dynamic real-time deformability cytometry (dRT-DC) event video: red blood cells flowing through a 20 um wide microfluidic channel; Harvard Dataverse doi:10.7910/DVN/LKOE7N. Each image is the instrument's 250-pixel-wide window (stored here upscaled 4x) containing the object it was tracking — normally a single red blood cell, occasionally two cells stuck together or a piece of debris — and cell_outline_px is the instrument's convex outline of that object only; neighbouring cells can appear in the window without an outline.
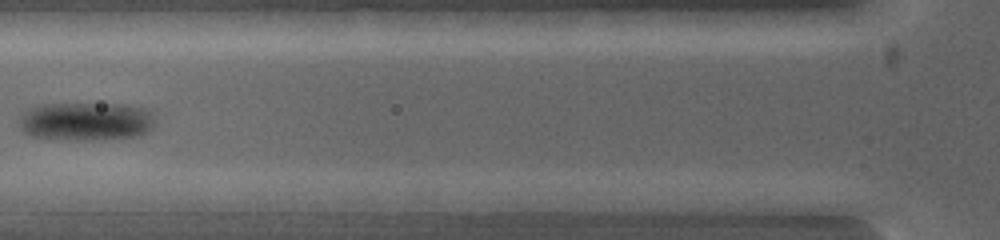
{"species": "common noctule bat (a hibernating species)", "species_latin": "Nyctalus noctula", "temperature_condition": "warm", "stored_images_in_passage": 4, "camera_frame_rate_fps": 5000, "um_per_image_px": 0.085, "animal": {"sex": "female", "body_mass_g": 19.0, "forearm_length_mm": 53.3}, "frame": {"image": 1, "passage_image": 2, "time_ms": 0.2, "image_size_px": [1000, 240], "cell_outline_px": [[596, 200], [568, 212], [496, 212], [492, 200], [508, 192], [592, 192]], "centroid_in_image_um": [46.06, 17.14], "position_along_channel_um": 79.7, "area_um2": 13.06}}